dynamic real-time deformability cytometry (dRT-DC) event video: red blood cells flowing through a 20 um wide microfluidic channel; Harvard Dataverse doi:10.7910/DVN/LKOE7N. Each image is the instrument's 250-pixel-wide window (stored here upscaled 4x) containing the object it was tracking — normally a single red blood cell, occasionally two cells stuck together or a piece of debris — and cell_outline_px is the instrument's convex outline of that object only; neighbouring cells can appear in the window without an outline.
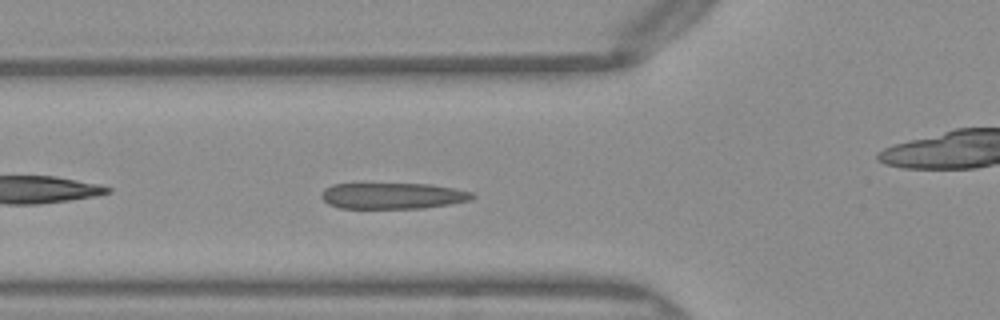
{"species": "Egyptian fruit bat (a non-hibernating species)", "species_latin": "Rousettus aegyptiacus", "temperature_condition": "warm", "stored_images_in_passage": 38, "camera_frame_rate_fps": 3000, "um_per_image_px": 0.085, "frame": {"image": 1, "passage_image": 5, "time_ms": 1.333, "image_size_px": [1000, 320], "cell_outline_px": [[476, 196], [472, 200], [452, 204], [424, 208], [340, 208], [328, 204], [320, 196], [324, 188], [332, 184], [428, 184], [452, 188], [472, 192]], "centroid_in_image_um": [33.39, 16.65], "position_along_channel_um": 92.4, "area_um2": 23.0}}
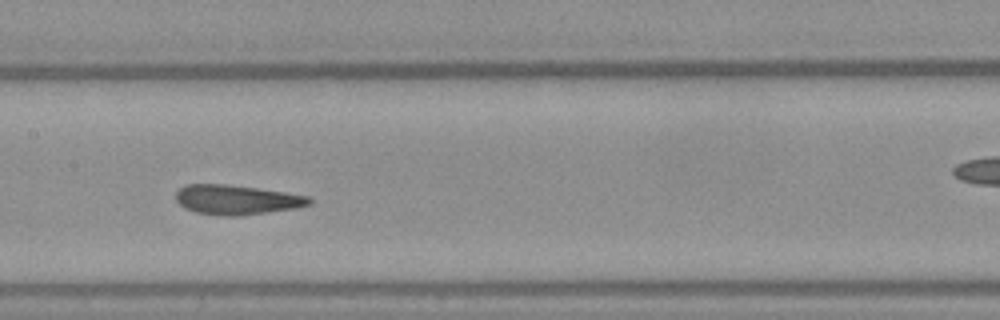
{"frame": {"image": 2, "passage_image": 12, "time_ms": 3.667, "image_size_px": [1000, 320], "cell_outline_px": [[312, 204], [296, 208], [240, 216], [224, 216], [196, 212], [184, 208], [176, 200], [176, 192], [180, 188], [188, 184], [224, 184], [256, 188], [284, 192], [308, 196], [312, 200]], "centroid_in_image_um": [20.11, 16.98], "position_along_channel_um": 187.3, "area_um2": 22.95}}
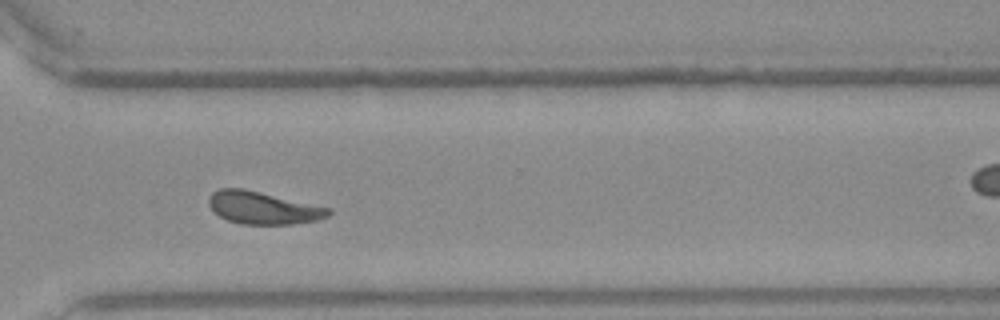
{"frame": {"image": 3, "passage_image": 24, "time_ms": 7.667, "image_size_px": [1000, 320], "cell_outline_px": [[332, 212], [328, 216], [320, 220], [292, 224], [240, 224], [228, 220], [220, 216], [208, 204], [208, 196], [212, 192], [220, 188], [240, 188], [260, 192], [332, 208]], "centroid_in_image_um": [22.38, 17.67], "position_along_channel_um": 348.2, "area_um2": 22.66}, "authors_computed_cell_mechanics": {"area_um2": 22.6865, "velocity_mm_per_s": 4.0274, "shape_relaxation_time_tau1_ms": 7.1263, "shape_relaxation_time_tau2_ms": 1.666, "deformation_change_tau1": 0.2133, "deformation_change_tau2": 0.0769}}